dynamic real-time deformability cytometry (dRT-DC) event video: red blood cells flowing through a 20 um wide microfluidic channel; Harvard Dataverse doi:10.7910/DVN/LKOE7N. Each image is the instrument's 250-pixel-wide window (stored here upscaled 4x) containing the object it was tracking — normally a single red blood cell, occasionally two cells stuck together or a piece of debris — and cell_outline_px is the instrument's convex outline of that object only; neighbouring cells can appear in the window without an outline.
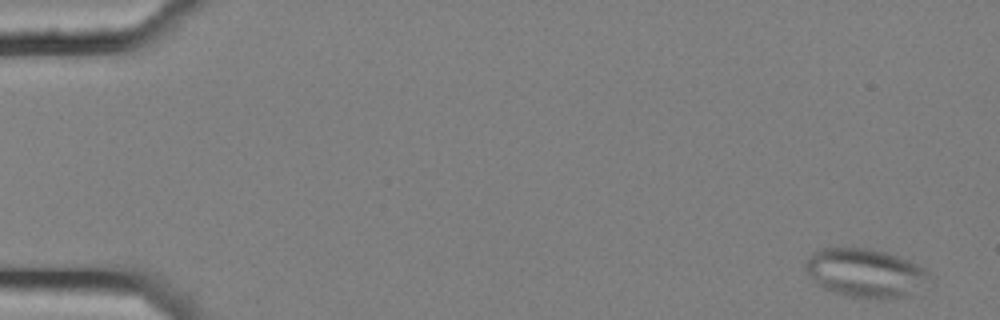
{"species": "common noctule bat (a hibernating species)", "species_latin": "Nyctalus noctula", "temperature_condition": "cold", "stored_images_in_passage": 6, "camera_frame_rate_fps": 3000, "um_per_image_px": 0.085, "animal": {"sex": "female", "body_mass_g": 25.1}, "frame": {"image": 1, "passage_image": 1, "time_ms": 0.0, "image_size_px": [1000, 320], "cell_outline_px": [[928, 276], [908, 296], [876, 300], [844, 296], [824, 288], [816, 284], [812, 280], [804, 268], [804, 264], [820, 248], [868, 248], [884, 252], [908, 260], [924, 268]], "centroid_in_image_um": [73.47, 23.22], "position_along_channel_um": 11.5, "area_um2": 34.56}}